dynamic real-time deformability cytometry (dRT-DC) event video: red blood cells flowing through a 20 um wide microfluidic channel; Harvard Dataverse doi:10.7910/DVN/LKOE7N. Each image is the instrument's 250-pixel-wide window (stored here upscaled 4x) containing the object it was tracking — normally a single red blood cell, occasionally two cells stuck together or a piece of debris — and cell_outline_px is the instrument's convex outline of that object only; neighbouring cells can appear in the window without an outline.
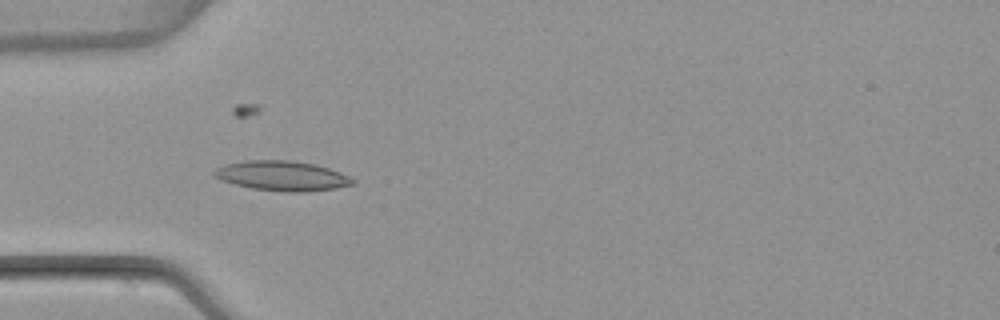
{"species": "common noctule bat (a hibernating species)", "species_latin": "Nyctalus noctula", "temperature_condition": "warm", "stored_images_in_passage": 7, "camera_frame_rate_fps": 3000, "um_per_image_px": 0.085, "animal": {"sex": "female", "body_mass_g": 22.7, "forearm_length_mm": 54.2}, "frame": {"image": 1, "passage_image": 4, "time_ms": 4.667, "image_size_px": [1000, 320], "cell_outline_px": [[356, 184], [336, 188], [304, 192], [288, 192], [252, 188], [220, 180], [212, 176], [212, 172], [216, 168], [224, 164], [244, 160], [292, 160], [316, 164], [340, 172], [356, 180]], "centroid_in_image_um": [23.97, 14.94], "position_along_channel_um": 61.0, "area_um2": 24.28}}
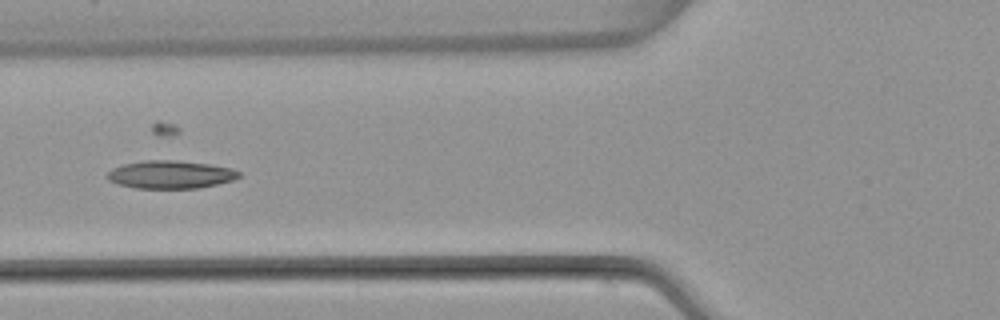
{"frame": {"image": 2, "passage_image": 5, "time_ms": 6.0, "image_size_px": [1000, 320], "cell_outline_px": [[240, 176], [232, 180], [200, 188], [136, 188], [116, 184], [108, 180], [108, 172], [112, 168], [124, 164], [144, 160], [176, 160], [208, 164], [232, 168], [240, 172]], "centroid_in_image_um": [14.48, 14.83], "position_along_channel_um": 111.3, "area_um2": 21.39}}